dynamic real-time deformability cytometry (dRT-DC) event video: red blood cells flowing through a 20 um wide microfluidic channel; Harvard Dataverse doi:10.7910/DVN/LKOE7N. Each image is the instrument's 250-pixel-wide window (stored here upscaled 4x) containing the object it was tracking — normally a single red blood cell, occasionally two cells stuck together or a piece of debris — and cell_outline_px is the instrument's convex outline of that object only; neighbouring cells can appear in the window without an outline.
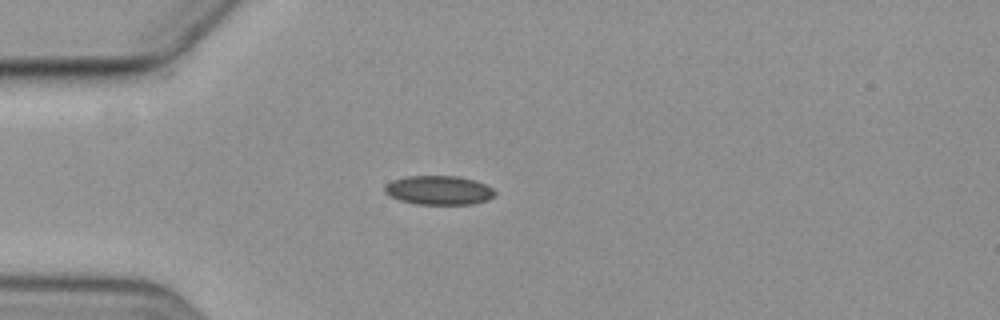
{"species": "common noctule bat (a hibernating species)", "species_latin": "Nyctalus noctula", "temperature_condition": "cold", "stored_images_in_passage": 6, "camera_frame_rate_fps": 3000, "um_per_image_px": 0.085, "animal": {"sex": "female", "body_mass_g": 19.3, "forearm_length_mm": 54.1}, "frame": {"image": 1, "passage_image": 4, "time_ms": 3.667, "image_size_px": [1000, 320], "cell_outline_px": [[496, 192], [488, 200], [472, 204], [416, 204], [400, 200], [388, 196], [384, 192], [384, 184], [392, 180], [404, 176], [460, 176], [484, 184], [492, 188]], "centroid_in_image_um": [37.24, 16.16], "position_along_channel_um": 47.8, "area_um2": 18.73}}
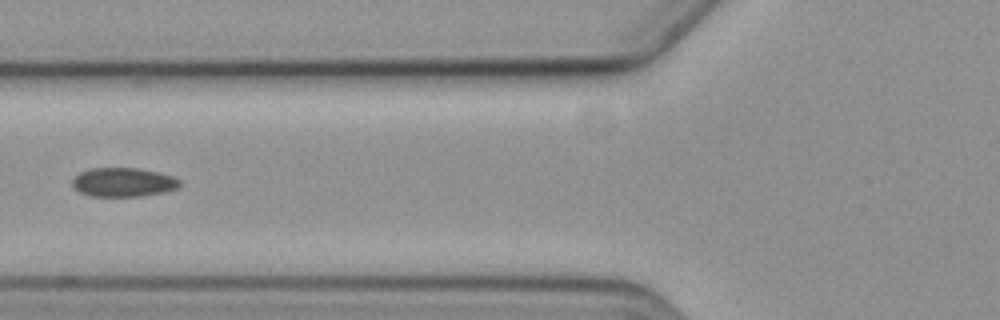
{"frame": {"image": 2, "passage_image": 6, "time_ms": 6.0, "image_size_px": [1000, 320], "cell_outline_px": [[180, 184], [176, 188], [164, 192], [140, 196], [92, 196], [80, 192], [72, 184], [72, 180], [80, 172], [88, 168], [140, 168], [160, 172], [172, 176], [180, 180]], "centroid_in_image_um": [10.49, 15.48], "position_along_channel_um": 115.3, "area_um2": 18.09}}